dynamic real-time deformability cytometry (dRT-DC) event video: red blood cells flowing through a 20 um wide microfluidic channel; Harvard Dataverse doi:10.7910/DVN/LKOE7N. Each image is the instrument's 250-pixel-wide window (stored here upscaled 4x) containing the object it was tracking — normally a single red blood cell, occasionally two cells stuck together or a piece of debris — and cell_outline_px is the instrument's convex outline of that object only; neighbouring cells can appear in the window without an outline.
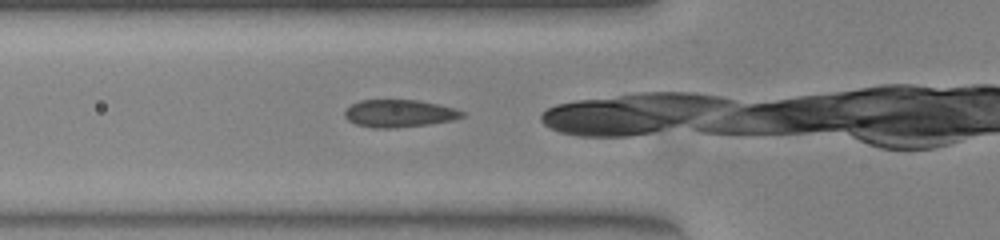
{"species": "common noctule bat (a hibernating species)", "species_latin": "Nyctalus noctula", "temperature_condition": "warm", "stored_images_in_passage": 24, "camera_frame_rate_fps": 3000, "um_per_image_px": 0.085, "animal": {"sex": "female", "body_mass_g": 23.0, "forearm_length_mm": 53.4}, "frame": {"image": 1, "passage_image": 2, "time_ms": 0.333, "image_size_px": [1000, 240], "cell_outline_px": [[464, 116], [452, 120], [428, 124], [396, 128], [372, 128], [356, 124], [348, 120], [344, 116], [344, 112], [352, 104], [360, 100], [420, 100], [440, 104], [456, 108], [464, 112]], "centroid_in_image_um": [33.95, 9.64], "position_along_channel_um": 91.9, "area_um2": 18.9}}
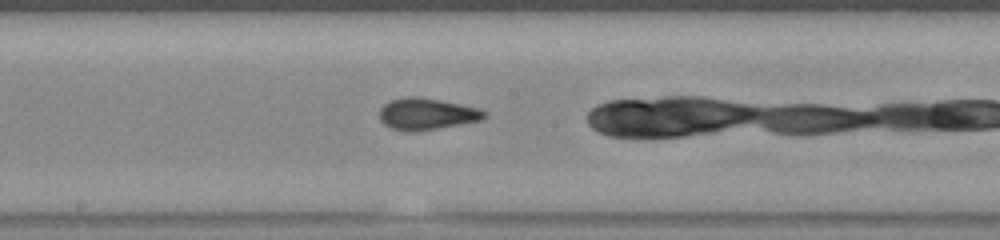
{"frame": {"image": 2, "passage_image": 11, "time_ms": 3.333, "image_size_px": [1000, 240], "cell_outline_px": [[488, 116], [484, 120], [436, 128], [408, 132], [392, 128], [384, 124], [380, 120], [380, 108], [384, 104], [392, 100], [408, 96], [416, 96], [440, 100], [460, 104], [476, 108], [488, 112]], "centroid_in_image_um": [36.29, 9.68], "position_along_channel_um": 211.9, "area_um2": 19.19}}
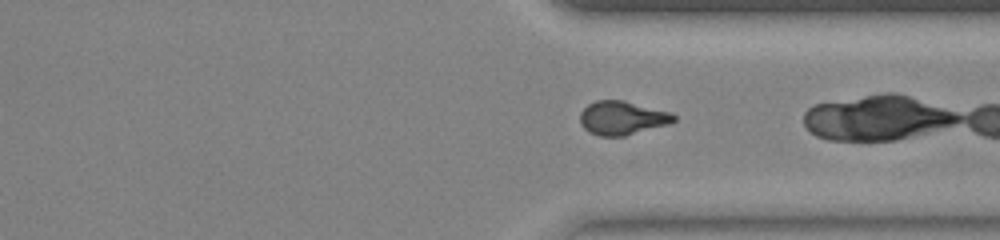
{"frame": {"image": 3, "passage_image": 22, "time_ms": 7.0, "image_size_px": [1000, 240], "cell_outline_px": [[676, 120], [672, 124], [624, 136], [600, 136], [588, 132], [580, 124], [580, 112], [588, 104], [596, 100], [624, 100], [672, 112], [676, 116]], "centroid_in_image_um": [52.92, 10.03], "position_along_channel_um": 358.5, "area_um2": 18.79}}